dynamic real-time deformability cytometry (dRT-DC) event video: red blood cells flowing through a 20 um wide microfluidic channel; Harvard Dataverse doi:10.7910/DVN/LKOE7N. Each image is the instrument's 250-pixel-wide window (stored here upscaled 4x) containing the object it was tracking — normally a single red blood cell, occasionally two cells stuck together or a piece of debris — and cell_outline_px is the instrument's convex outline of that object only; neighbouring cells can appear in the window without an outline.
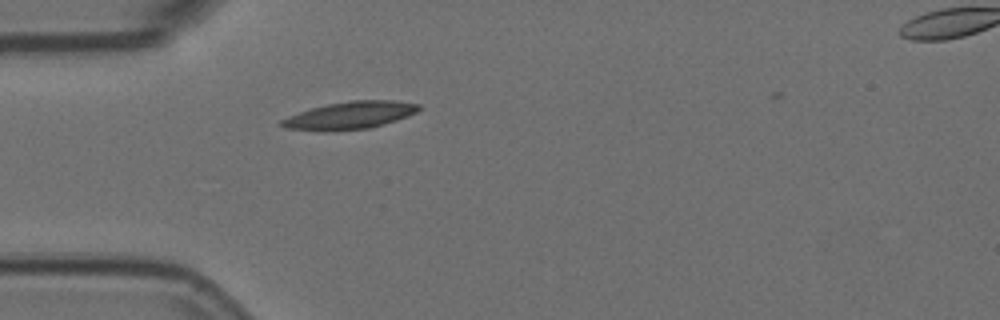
{"species": "Egyptian fruit bat (a non-hibernating species)", "species_latin": "Rousettus aegyptiacus", "temperature_condition": "room temperature", "stored_images_in_passage": 2, "camera_frame_rate_fps": 3000, "um_per_image_px": 0.085, "animal": {"sex": "female"}, "frame": {"image": 1, "passage_image": 1, "time_ms": 0.0, "image_size_px": [1000, 320], "cell_outline_px": [[424, 108], [408, 116], [396, 120], [368, 128], [284, 128], [280, 124], [280, 120], [288, 116], [312, 108], [328, 104], [352, 100], [392, 100], [420, 104]], "centroid_in_image_um": [29.87, 9.74], "position_along_channel_um": 55.1, "area_um2": 20.81}}